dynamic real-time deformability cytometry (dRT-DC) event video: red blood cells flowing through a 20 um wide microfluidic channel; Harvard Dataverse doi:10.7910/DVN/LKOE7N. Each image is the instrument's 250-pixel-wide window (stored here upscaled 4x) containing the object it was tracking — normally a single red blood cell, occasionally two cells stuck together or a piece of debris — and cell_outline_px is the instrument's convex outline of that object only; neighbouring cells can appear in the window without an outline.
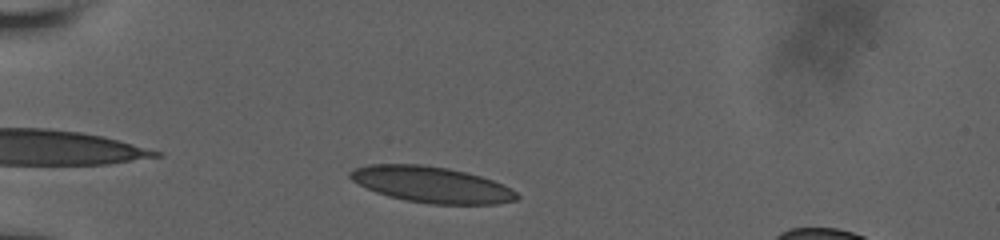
{"species": "human", "species_latin": "Homo sapiens", "temperature_condition": "room temperature", "stored_images_in_passage": 40, "camera_frame_rate_fps": 3000, "um_per_image_px": 0.085, "donor": {"sex": "male"}, "frame": {"image": 1, "passage_image": 5, "time_ms": 1.333, "image_size_px": [1000, 240], "cell_outline_px": [[520, 196], [516, 200], [496, 204], [428, 204], [404, 200], [388, 196], [376, 192], [352, 180], [348, 176], [348, 172], [356, 168], [368, 164], [424, 164], [448, 168], [468, 172], [492, 180], [512, 188]], "centroid_in_image_um": [36.69, 15.69], "position_along_channel_um": 48.3, "area_um2": 35.14}}
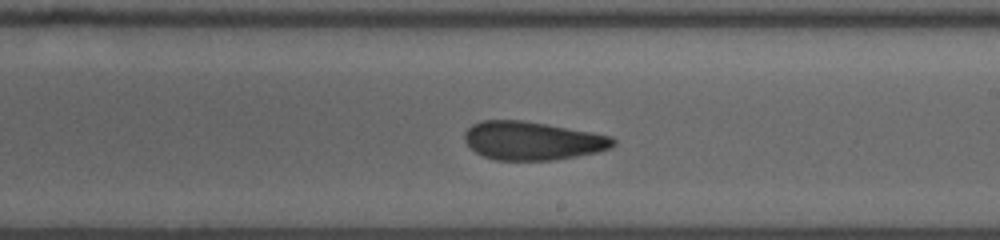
{"frame": {"image": 2, "passage_image": 23, "time_ms": 7.333, "image_size_px": [1000, 240], "cell_outline_px": [[616, 144], [612, 148], [596, 152], [576, 156], [552, 160], [496, 160], [484, 156], [476, 152], [464, 140], [464, 132], [472, 124], [480, 120], [524, 120], [548, 124], [592, 132], [612, 136], [616, 140]], "centroid_in_image_um": [45.27, 11.95], "position_along_channel_um": 243.7, "area_um2": 33.41}}
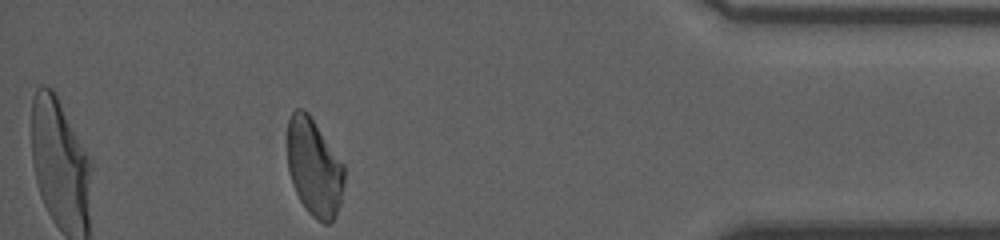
{"frame": {"image": 3, "passage_image": 39, "time_ms": 12.667, "image_size_px": [1000, 240], "cell_outline_px": [[344, 184], [340, 204], [332, 220], [328, 224], [324, 224], [312, 216], [308, 212], [300, 200], [292, 184], [288, 172], [288, 120], [292, 112], [296, 108], [304, 108], [312, 116], [344, 164]], "centroid_in_image_um": [26.7, 14.2], "position_along_channel_um": 408.5, "area_um2": 32.54}, "authors_computed_cell_mechanics": {"area_um2": 33.9864, "velocity_mm_per_s": 3.8126, "shape_relaxation_time_tau1_ms": null, "shape_relaxation_time_tau2_ms": 1.3619, "deformation_change_tau1": null, "deformation_change_tau2": 0.0772}}